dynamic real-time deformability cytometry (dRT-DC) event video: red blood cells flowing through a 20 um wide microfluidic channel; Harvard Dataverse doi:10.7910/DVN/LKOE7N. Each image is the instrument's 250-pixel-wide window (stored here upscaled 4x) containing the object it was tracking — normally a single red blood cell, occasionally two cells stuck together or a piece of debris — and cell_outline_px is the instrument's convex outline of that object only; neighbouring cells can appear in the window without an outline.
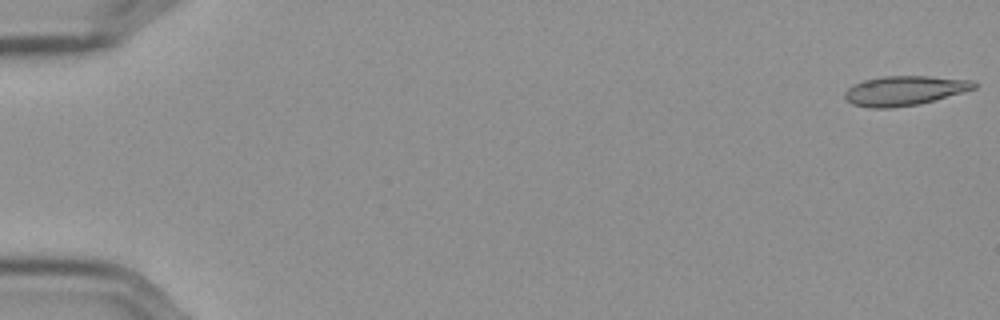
{"species": "Egyptian fruit bat (a non-hibernating species)", "species_latin": "Rousettus aegyptiacus", "temperature_condition": "cold", "stored_images_in_passage": 57, "camera_frame_rate_fps": 3000, "um_per_image_px": 0.085, "frame": {"image": 1, "passage_image": 1, "time_ms": 0.0, "image_size_px": [1000, 320], "cell_outline_px": [[976, 88], [964, 92], [920, 104], [892, 108], [868, 108], [852, 104], [844, 96], [844, 92], [852, 84], [864, 80], [884, 76], [928, 76], [972, 80], [976, 84]], "centroid_in_image_um": [76.86, 7.71], "position_along_channel_um": 8.1, "area_um2": 22.37}}
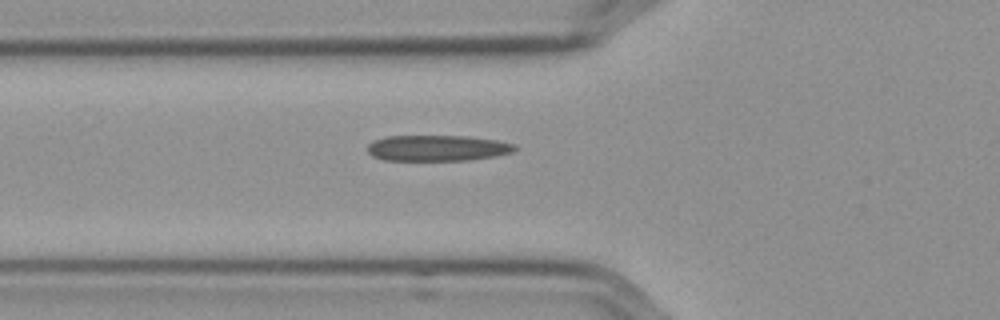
{"frame": {"image": 2, "passage_image": 21, "time_ms": 6.667, "image_size_px": [1000, 320], "cell_outline_px": [[520, 148], [512, 152], [496, 156], [468, 160], [384, 160], [372, 156], [368, 152], [368, 144], [372, 140], [384, 136], [468, 136], [496, 140], [516, 144]], "centroid_in_image_um": [37.19, 12.58], "position_along_channel_um": 88.6, "area_um2": 22.43}}
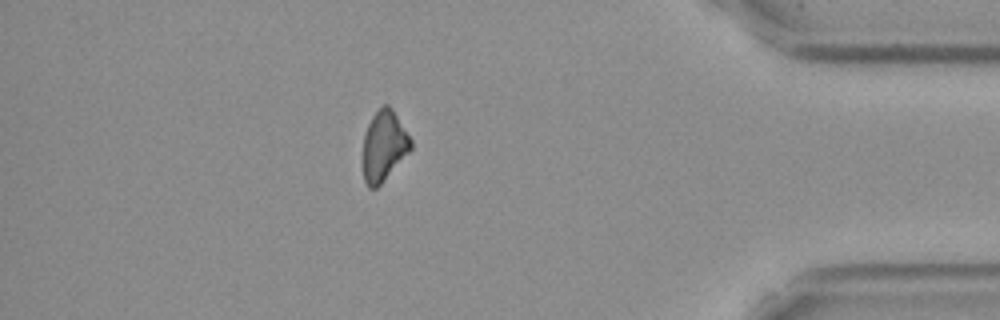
{"frame": {"image": 3, "passage_image": 50, "time_ms": 16.333, "image_size_px": [1000, 320], "cell_outline_px": [[412, 148], [380, 184], [376, 188], [368, 188], [364, 180], [364, 136], [368, 124], [372, 116], [384, 104], [388, 104], [392, 108], [412, 140]], "centroid_in_image_um": [32.64, 12.38], "position_along_channel_um": 402.6, "area_um2": 19.19}, "authors_computed_cell_mechanics": {"area_um2": 21.7906, "velocity_mm_per_s": 3.6068, "shape_relaxation_time_tau1_ms": null, "shape_relaxation_time_tau2_ms": 10.0938, "deformation_change_tau1": null, "deformation_change_tau2": 0.2418}}